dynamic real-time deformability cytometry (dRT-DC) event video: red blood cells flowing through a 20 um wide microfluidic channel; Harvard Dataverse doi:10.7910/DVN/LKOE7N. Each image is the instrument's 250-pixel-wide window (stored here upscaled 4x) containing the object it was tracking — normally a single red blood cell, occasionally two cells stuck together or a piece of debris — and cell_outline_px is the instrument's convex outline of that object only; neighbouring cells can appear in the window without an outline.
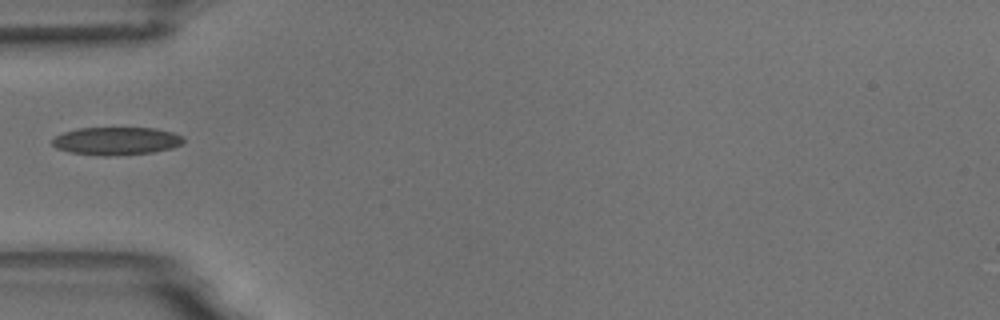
{"species": "common noctule bat (a hibernating species)", "species_latin": "Nyctalus noctula", "temperature_condition": "room temperature", "stored_images_in_passage": 6, "camera_frame_rate_fps": 3000, "um_per_image_px": 0.085, "animal": {"sex": "male", "body_mass_g": 18.8}, "frame": {"image": 1, "passage_image": 5, "time_ms": 4.667, "image_size_px": [1000, 320], "cell_outline_px": [[184, 140], [180, 144], [172, 148], [152, 152], [108, 156], [104, 156], [68, 152], [56, 148], [52, 144], [52, 140], [56, 136], [64, 132], [76, 128], [156, 128], [172, 132], [184, 136]], "centroid_in_image_um": [9.88, 11.98], "position_along_channel_um": 75.1, "area_um2": 21.33}}